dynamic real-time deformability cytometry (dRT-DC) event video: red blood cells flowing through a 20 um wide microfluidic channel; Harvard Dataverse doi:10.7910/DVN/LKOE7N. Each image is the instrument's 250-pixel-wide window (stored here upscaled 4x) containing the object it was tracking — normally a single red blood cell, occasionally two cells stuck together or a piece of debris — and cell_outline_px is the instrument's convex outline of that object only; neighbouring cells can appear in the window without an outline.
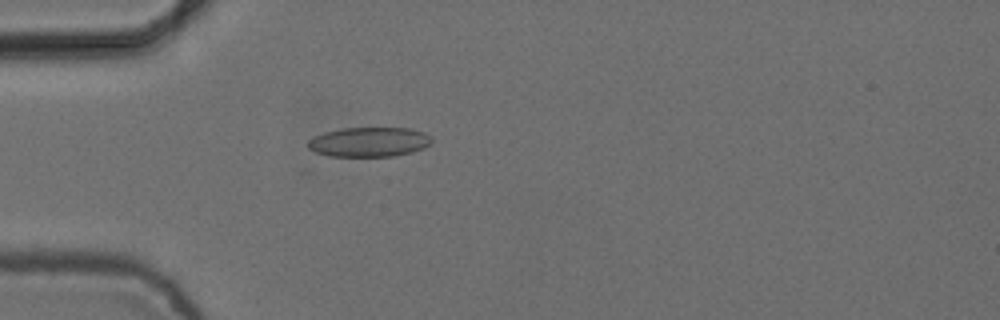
{"species": "common noctule bat (a hibernating species)", "species_latin": "Nyctalus noctula", "temperature_condition": "cold", "stored_images_in_passage": 1, "camera_frame_rate_fps": 3000, "um_per_image_px": 0.085, "animal": {"sex": "female", "body_mass_g": 24.6, "forearm_length_mm": 56.2}, "frame": {"image": 1, "passage_image": 1, "time_ms": 0.0, "image_size_px": [1000, 320], "cell_outline_px": [[432, 140], [424, 148], [412, 152], [396, 156], [328, 156], [316, 152], [308, 148], [308, 140], [312, 136], [324, 132], [340, 128], [408, 128], [424, 132]], "centroid_in_image_um": [31.33, 12.06], "position_along_channel_um": 53.7, "area_um2": 21.39}}